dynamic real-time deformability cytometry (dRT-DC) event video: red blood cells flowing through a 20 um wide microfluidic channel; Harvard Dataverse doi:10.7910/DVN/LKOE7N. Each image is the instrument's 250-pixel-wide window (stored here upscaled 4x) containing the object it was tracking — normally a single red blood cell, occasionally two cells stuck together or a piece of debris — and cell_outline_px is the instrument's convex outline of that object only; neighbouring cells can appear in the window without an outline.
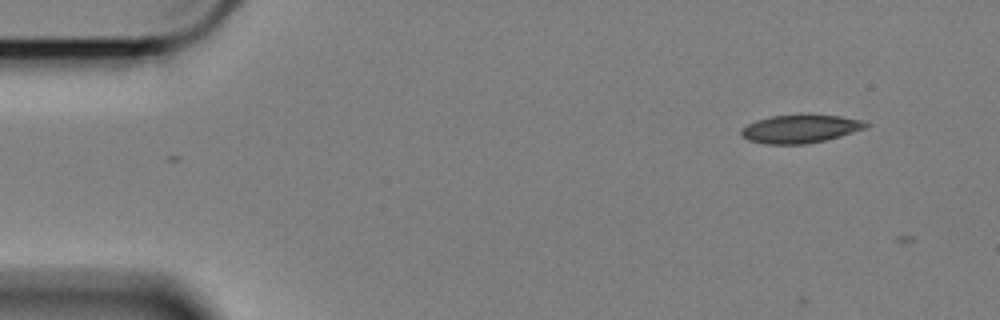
{"species": "Egyptian fruit bat (a non-hibernating species)", "species_latin": "Rousettus aegyptiacus", "temperature_condition": "cold", "stored_images_in_passage": 7, "camera_frame_rate_fps": 3000, "um_per_image_px": 0.085, "animal": {"sex": "female"}, "frame": {"image": 1, "passage_image": 4, "time_ms": 1.0, "image_size_px": [1000, 320], "cell_outline_px": [[872, 124], [868, 128], [840, 136], [824, 140], [804, 144], [764, 144], [748, 140], [740, 136], [740, 132], [748, 124], [756, 120], [772, 116], [808, 112], [840, 116], [860, 120]], "centroid_in_image_um": [68.05, 10.92], "position_along_channel_um": 16.9, "area_um2": 21.1}}